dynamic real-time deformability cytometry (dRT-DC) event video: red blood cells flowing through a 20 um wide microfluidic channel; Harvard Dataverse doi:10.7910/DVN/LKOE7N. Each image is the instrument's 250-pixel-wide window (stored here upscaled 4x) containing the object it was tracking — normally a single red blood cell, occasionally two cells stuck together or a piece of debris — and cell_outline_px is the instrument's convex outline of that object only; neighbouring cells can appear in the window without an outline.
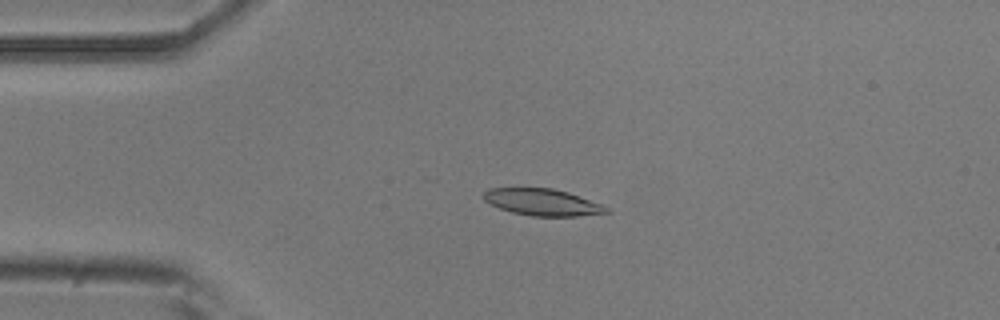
{"species": "common noctule bat (a hibernating species)", "species_latin": "Nyctalus noctula", "temperature_condition": "room temperature", "stored_images_in_passage": 52, "camera_frame_rate_fps": 3000, "um_per_image_px": 0.085, "animal": {"sex": "male", "body_mass_g": 20.5, "forearm_length_mm": 52.5}, "frame": {"image": 1, "passage_image": 12, "time_ms": 3.667, "image_size_px": [1000, 320], "cell_outline_px": [[612, 212], [576, 216], [532, 216], [512, 212], [500, 208], [484, 200], [484, 192], [488, 188], [552, 188], [568, 192], [600, 204], [608, 208]], "centroid_in_image_um": [46.1, 17.19], "position_along_channel_um": 38.9, "area_um2": 18.9}}
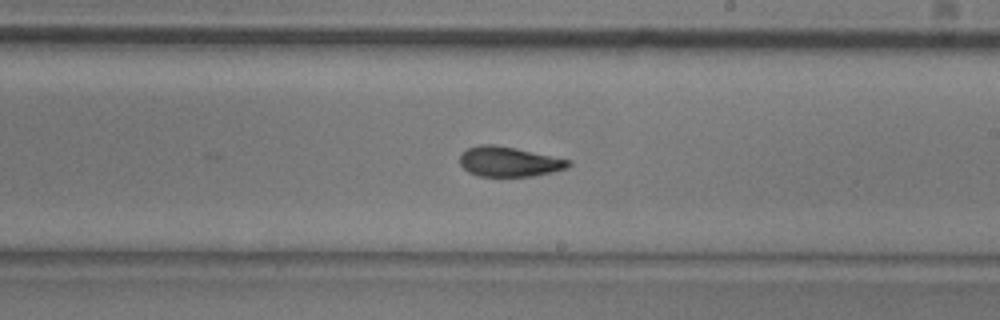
{"frame": {"image": 2, "passage_image": 30, "time_ms": 9.667, "image_size_px": [1000, 320], "cell_outline_px": [[572, 164], [568, 168], [552, 172], [532, 176], [480, 176], [468, 172], [460, 164], [460, 156], [468, 148], [480, 144], [492, 144], [516, 148], [572, 160]], "centroid_in_image_um": [43.3, 13.74], "position_along_channel_um": 245.7, "area_um2": 18.96}}
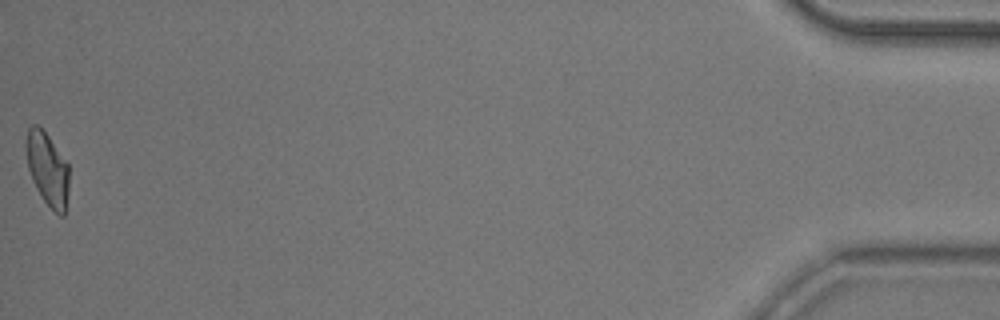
{"frame": {"image": 3, "passage_image": 52, "time_ms": 17.0, "image_size_px": [1000, 320], "cell_outline_px": [[68, 192], [64, 216], [60, 216], [44, 200], [36, 188], [32, 180], [28, 168], [24, 144], [28, 128], [32, 124], [36, 124], [48, 136], [68, 164]], "centroid_in_image_um": [4.01, 14.34], "position_along_channel_um": 431.2, "area_um2": 18.15}, "authors_computed_cell_mechanics": {"area_um2": 19.0451, "velocity_mm_per_s": 3.8925, "shape_relaxation_time_tau1_ms": 5.367, "shape_relaxation_time_tau2_ms": 2.651, "deformation_change_tau1": 0.1786, "deformation_change_tau2": 0.098}}